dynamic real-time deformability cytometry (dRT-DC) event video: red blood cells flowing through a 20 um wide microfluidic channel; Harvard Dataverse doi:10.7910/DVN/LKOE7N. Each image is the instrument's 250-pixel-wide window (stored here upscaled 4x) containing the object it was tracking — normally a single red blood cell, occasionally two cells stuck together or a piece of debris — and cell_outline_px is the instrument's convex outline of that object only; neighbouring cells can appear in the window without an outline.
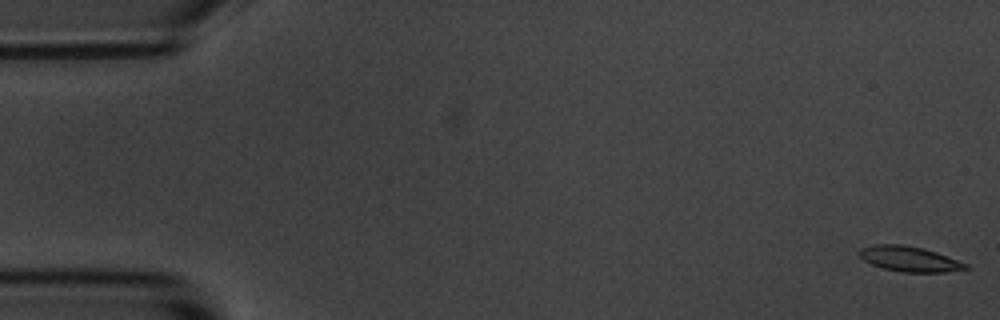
{"species": "common noctule bat (a hibernating species)", "species_latin": "Nyctalus noctula", "temperature_condition": "room temperature", "stored_images_in_passage": 56, "segment_of_instrument_passage": [1, 2], "camera_frame_rate_fps": 3000, "um_per_image_px": 0.085, "animal": {"sex": "male", "body_mass_g": 20.1, "forearm_length_mm": 53.5}, "frame": {"image": 1, "passage_image": 1, "time_ms": 0.0, "image_size_px": [1000, 320], "cell_outline_px": [[968, 268], [948, 272], [904, 272], [884, 268], [872, 264], [864, 260], [856, 252], [860, 248], [876, 244], [904, 244], [924, 248], [936, 252], [968, 264]], "centroid_in_image_um": [77.28, 21.99], "position_along_channel_um": 7.7, "area_um2": 15.61}}
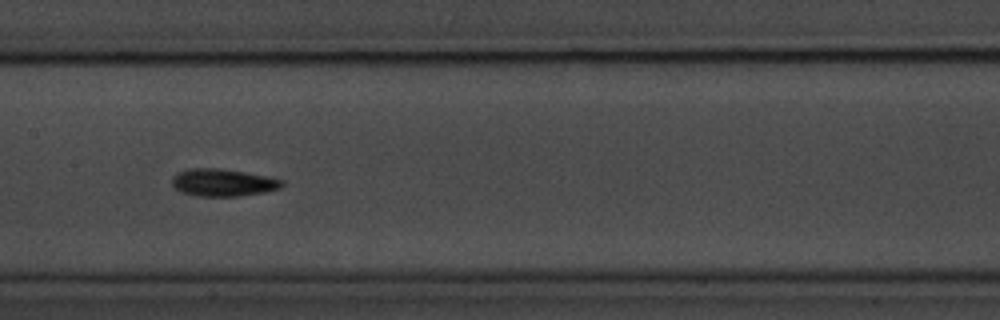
{"frame": {"image": 2, "passage_image": 27, "time_ms": 8.667, "image_size_px": [1000, 320], "cell_outline_px": [[284, 184], [280, 188], [264, 192], [240, 196], [196, 196], [180, 192], [172, 184], [172, 176], [188, 168], [216, 168], [244, 172], [284, 180]], "centroid_in_image_um": [18.93, 15.52], "position_along_channel_um": 188.5, "area_um2": 17.46}}
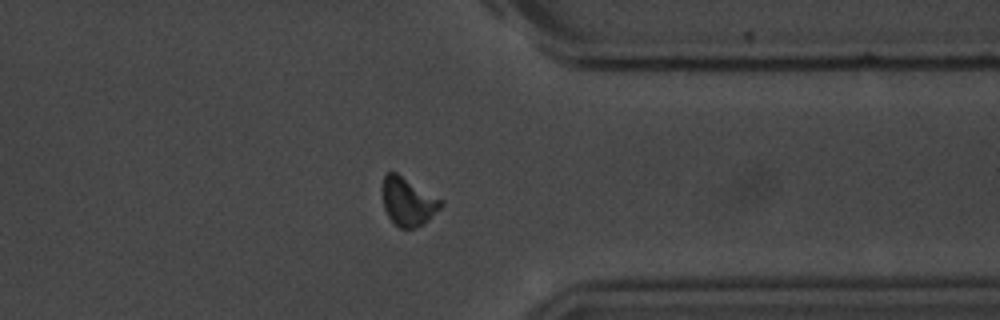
{"frame": {"image": 3, "passage_image": 43, "time_ms": 14.0, "image_size_px": [1000, 320], "cell_outline_px": [[444, 204], [424, 224], [416, 228], [400, 228], [388, 216], [384, 208], [380, 188], [384, 176], [388, 172], [396, 172], [444, 200]], "centroid_in_image_um": [34.67, 17.12], "position_along_channel_um": 376.7, "area_um2": 16.7}}